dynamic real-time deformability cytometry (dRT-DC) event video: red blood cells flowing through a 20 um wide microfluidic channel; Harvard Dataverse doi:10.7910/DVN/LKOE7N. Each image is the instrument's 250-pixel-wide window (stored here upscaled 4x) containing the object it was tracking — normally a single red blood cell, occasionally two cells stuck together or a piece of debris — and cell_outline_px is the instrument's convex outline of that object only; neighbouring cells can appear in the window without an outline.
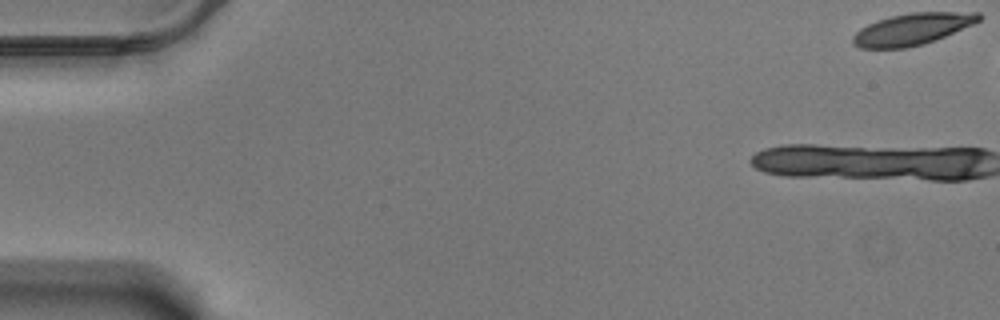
{"species": "Egyptian fruit bat (a non-hibernating species)", "species_latin": "Rousettus aegyptiacus", "temperature_condition": "warm", "stored_images_in_passage": 12, "camera_frame_rate_fps": 3000, "um_per_image_px": 0.085, "animal": {"sex": "male"}, "frame": {"image": 1, "passage_image": 1, "time_ms": 0.0, "image_size_px": [1000, 320], "cell_outline_px": [[984, 16], [980, 20], [972, 24], [944, 36], [924, 44], [904, 48], [860, 48], [852, 44], [852, 36], [860, 28], [876, 20], [908, 12], [980, 12]], "centroid_in_image_um": [77.52, 2.46], "position_along_channel_um": 7.5, "area_um2": 23.24}}